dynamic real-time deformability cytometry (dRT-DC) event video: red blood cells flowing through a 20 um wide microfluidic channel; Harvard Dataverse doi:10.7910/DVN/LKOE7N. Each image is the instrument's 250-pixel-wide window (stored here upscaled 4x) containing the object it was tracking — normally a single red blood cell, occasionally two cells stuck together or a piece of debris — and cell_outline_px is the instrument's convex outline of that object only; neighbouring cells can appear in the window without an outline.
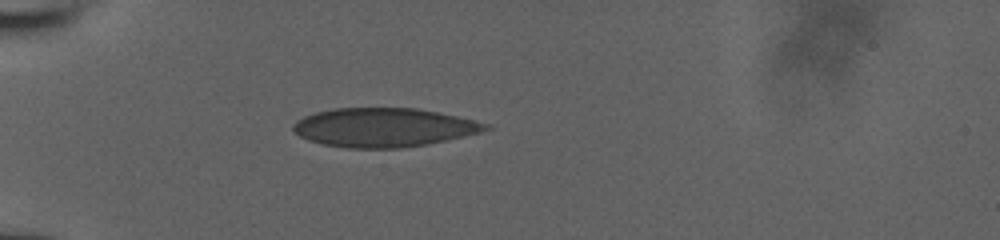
{"species": "human", "species_latin": "Homo sapiens", "temperature_condition": "room temperature", "stored_images_in_passage": 3, "camera_frame_rate_fps": 3000, "um_per_image_px": 0.085, "donor": {"sex": "male"}, "frame": {"image": 1, "passage_image": 1, "time_ms": 0.0, "image_size_px": [1000, 240], "cell_outline_px": [[492, 128], [480, 132], [428, 144], [400, 148], [348, 148], [324, 144], [308, 140], [300, 136], [292, 128], [292, 124], [296, 120], [304, 116], [316, 112], [332, 108], [416, 108], [476, 120], [492, 124]], "centroid_in_image_um": [32.62, 10.83], "position_along_channel_um": 52.4, "area_um2": 43.58}}
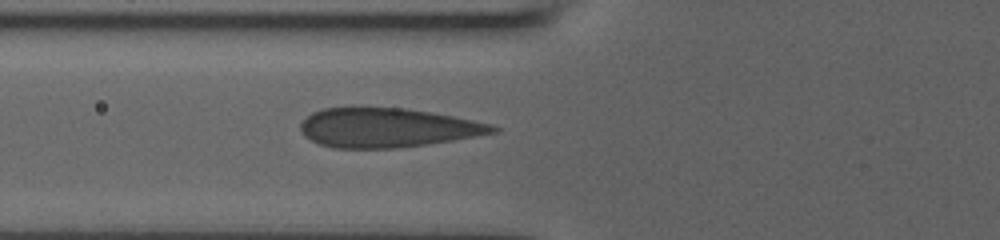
{"frame": {"image": 2, "passage_image": 3, "time_ms": 1.667, "image_size_px": [1000, 240], "cell_outline_px": [[500, 132], [428, 144], [396, 148], [332, 148], [320, 144], [304, 136], [300, 132], [300, 124], [312, 112], [324, 108], [404, 108], [432, 112], [492, 124], [500, 128]], "centroid_in_image_um": [32.93, 10.86], "position_along_channel_um": 92.9, "area_um2": 43.81}}